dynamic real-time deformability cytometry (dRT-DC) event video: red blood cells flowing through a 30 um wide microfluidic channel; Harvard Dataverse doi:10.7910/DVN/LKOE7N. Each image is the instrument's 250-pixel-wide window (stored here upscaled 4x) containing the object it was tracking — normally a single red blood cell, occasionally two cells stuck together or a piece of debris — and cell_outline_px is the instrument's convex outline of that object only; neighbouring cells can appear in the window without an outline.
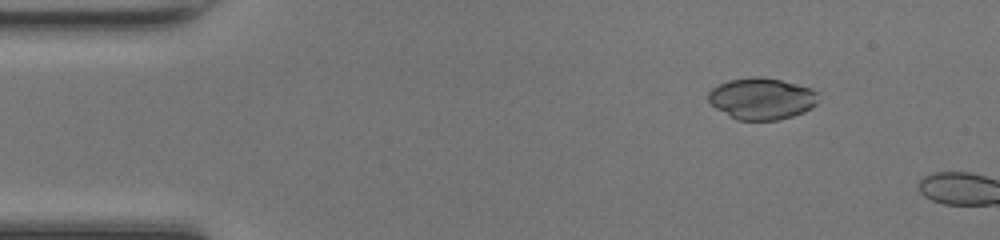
{"species": "common noctule bat (a hibernating species)", "species_latin": "Nyctalus noctula", "temperature_condition": "room temperature", "stored_images_in_passage": 3, "camera_frame_rate_fps": 3000, "um_per_image_px": 0.085, "animal": {"sex": "female", "body_mass_g": 17.0, "forearm_length_mm": 48.0}, "frame": {"image": 1, "passage_image": 1, "time_ms": 0.0, "image_size_px": [1000, 240], "cell_outline_px": [[816, 104], [812, 108], [804, 112], [792, 116], [776, 120], [736, 120], [716, 108], [708, 100], [708, 92], [712, 88], [728, 80], [752, 76], [760, 76], [780, 80], [812, 88], [816, 92]], "centroid_in_image_um": [64.73, 8.38], "position_along_channel_um": 20.3, "area_um2": 26.59}}